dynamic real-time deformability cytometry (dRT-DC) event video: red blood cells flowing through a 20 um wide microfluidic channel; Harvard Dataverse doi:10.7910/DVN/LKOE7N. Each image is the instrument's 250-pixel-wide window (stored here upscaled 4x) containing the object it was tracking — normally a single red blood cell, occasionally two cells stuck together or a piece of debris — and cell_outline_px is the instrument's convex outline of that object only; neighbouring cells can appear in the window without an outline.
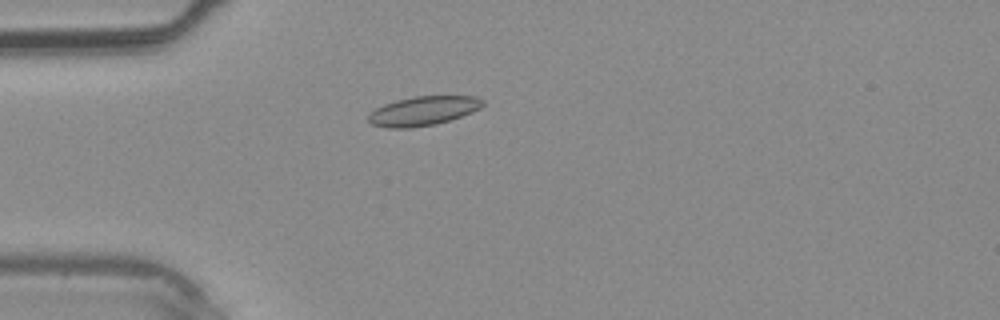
{"species": "common noctule bat (a hibernating species)", "species_latin": "Nyctalus noctula", "temperature_condition": "warm", "stored_images_in_passage": 37, "camera_frame_rate_fps": 3000, "um_per_image_px": 0.085, "animal": {"sex": "male", "body_mass_g": 20.4}, "frame": {"image": 1, "passage_image": 8, "time_ms": 2.333, "image_size_px": [1000, 320], "cell_outline_px": [[484, 104], [480, 108], [472, 112], [436, 124], [412, 128], [388, 128], [372, 124], [368, 120], [368, 116], [376, 108], [384, 104], [396, 100], [416, 96], [476, 96], [484, 100]], "centroid_in_image_um": [35.98, 9.42], "position_along_channel_um": 49.0, "area_um2": 19.36}}
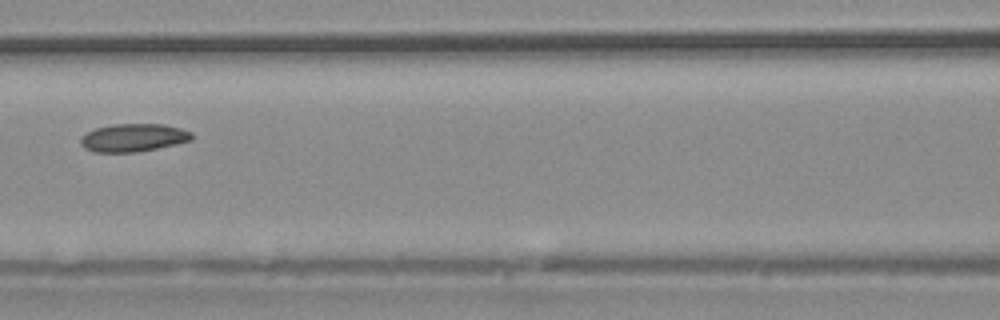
{"frame": {"image": 2, "passage_image": 15, "time_ms": 4.667, "image_size_px": [1000, 320], "cell_outline_px": [[192, 140], [176, 144], [136, 152], [92, 152], [84, 148], [80, 144], [80, 140], [88, 132], [96, 128], [112, 124], [164, 124], [180, 128], [192, 132]], "centroid_in_image_um": [11.34, 11.7], "position_along_channel_um": 155.3, "area_um2": 18.03}}
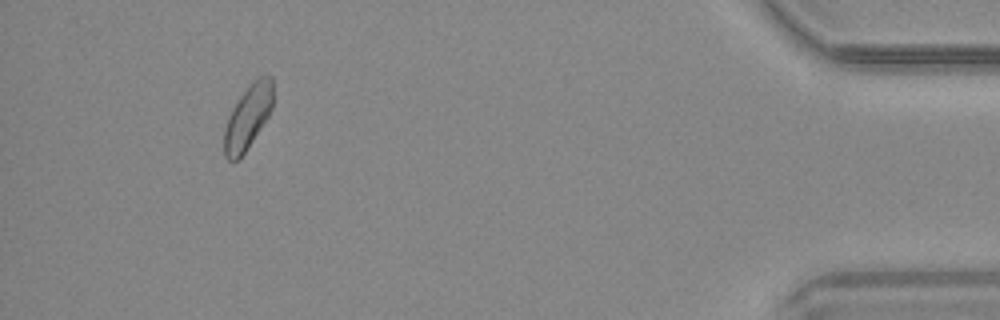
{"frame": {"image": 3, "passage_image": 34, "time_ms": 11.0, "image_size_px": [1000, 320], "cell_outline_px": [[272, 108], [268, 116], [244, 152], [236, 160], [228, 160], [224, 156], [224, 128], [228, 116], [232, 108], [240, 96], [252, 80], [256, 76], [272, 76]], "centroid_in_image_um": [21.05, 9.91], "position_along_channel_um": 414.2, "area_um2": 17.98}}